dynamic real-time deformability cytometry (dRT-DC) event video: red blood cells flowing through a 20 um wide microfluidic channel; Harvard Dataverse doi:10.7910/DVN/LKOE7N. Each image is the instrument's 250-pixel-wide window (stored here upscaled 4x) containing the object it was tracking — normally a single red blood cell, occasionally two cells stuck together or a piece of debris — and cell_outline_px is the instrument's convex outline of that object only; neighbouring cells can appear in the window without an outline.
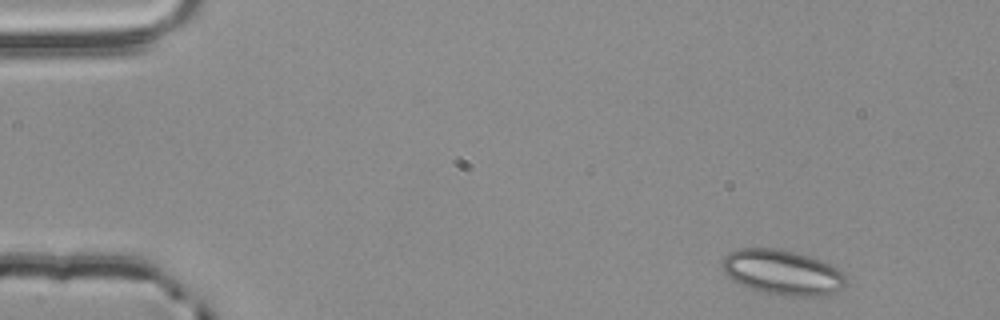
{"species": "common noctule bat (a hibernating species)", "species_latin": "Nyctalus noctula", "temperature_condition": "room temperature", "stored_images_in_passage": 4, "camera_frame_rate_fps": 3000, "um_per_image_px": 0.085, "animal": {"sex": "male", "body_mass_g": 20.4}, "frame": {"image": 1, "passage_image": 4, "time_ms": 1.0, "image_size_px": [1000, 320], "cell_outline_px": [[848, 284], [844, 288], [836, 292], [824, 296], [784, 296], [760, 292], [748, 288], [732, 280], [724, 272], [720, 264], [724, 256], [728, 252], [736, 248], [776, 248], [796, 252], [824, 260], [836, 268], [848, 280]], "centroid_in_image_um": [66.51, 23.15], "position_along_channel_um": 18.5, "area_um2": 33.18}}